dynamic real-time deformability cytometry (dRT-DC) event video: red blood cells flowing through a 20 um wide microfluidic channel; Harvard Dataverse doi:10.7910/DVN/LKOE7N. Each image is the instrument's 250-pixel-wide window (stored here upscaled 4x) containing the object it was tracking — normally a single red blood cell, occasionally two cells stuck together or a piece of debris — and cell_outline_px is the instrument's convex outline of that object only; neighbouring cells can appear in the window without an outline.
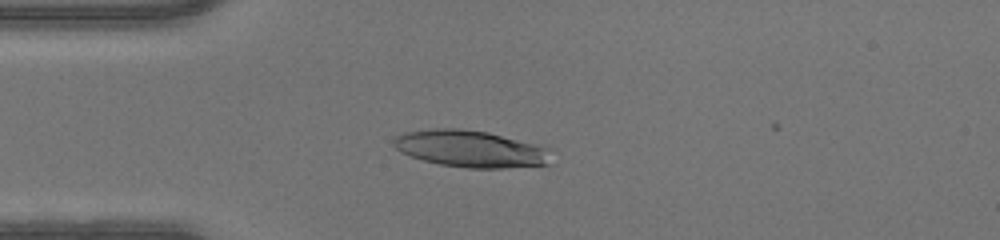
{"species": "human", "species_latin": "Homo sapiens", "temperature_condition": "warm", "stored_images_in_passage": 47, "camera_frame_rate_fps": 3000, "um_per_image_px": 0.085, "donor": {"sex": "male"}, "frame": {"image": 1, "passage_image": 12, "time_ms": 3.667, "image_size_px": [1000, 240], "cell_outline_px": [[556, 148], [552, 164], [504, 168], [468, 168], [440, 164], [424, 160], [400, 152], [392, 144], [392, 140], [396, 136], [404, 132], [432, 128], [460, 128], [488, 132]], "centroid_in_image_um": [40.13, 12.64], "position_along_channel_um": 44.9, "area_um2": 34.68}}
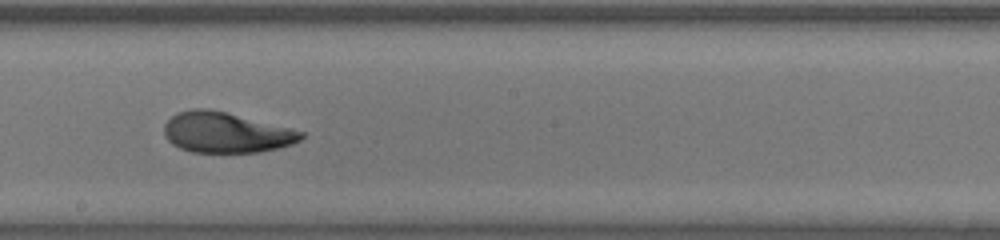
{"frame": {"image": 2, "passage_image": 26, "time_ms": 8.333, "image_size_px": [1000, 240], "cell_outline_px": [[304, 136], [300, 140], [292, 144], [260, 152], [192, 152], [180, 148], [172, 144], [164, 136], [164, 124], [176, 112], [192, 108], [208, 108], [292, 128], [304, 132]], "centroid_in_image_um": [19.18, 11.26], "position_along_channel_um": 229.0, "area_um2": 32.31}}
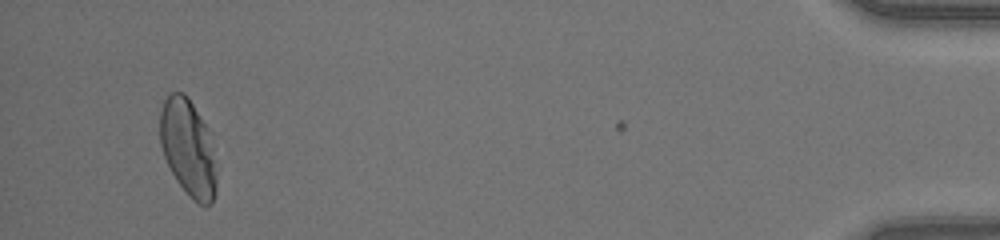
{"frame": {"image": 3, "passage_image": 45, "time_ms": 14.667, "image_size_px": [1000, 240], "cell_outline_px": [[216, 192], [212, 204], [200, 204], [192, 200], [188, 196], [176, 180], [164, 156], [160, 144], [160, 112], [164, 100], [172, 92], [184, 92], [188, 96], [204, 124], [212, 148], [216, 176]], "centroid_in_image_um": [15.96, 12.59], "position_along_channel_um": 419.2, "area_um2": 31.44}}